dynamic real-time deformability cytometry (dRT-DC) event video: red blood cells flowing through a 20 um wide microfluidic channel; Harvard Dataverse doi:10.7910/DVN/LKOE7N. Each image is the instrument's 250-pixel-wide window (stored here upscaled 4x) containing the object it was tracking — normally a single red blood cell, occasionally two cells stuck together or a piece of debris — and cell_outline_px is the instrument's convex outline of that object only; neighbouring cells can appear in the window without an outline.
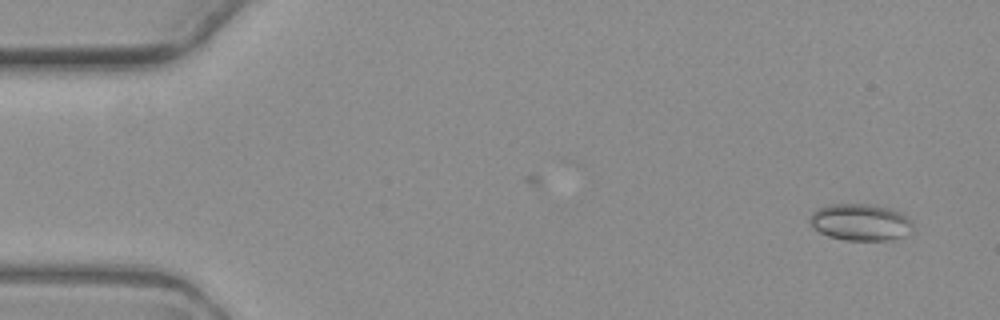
{"species": "common noctule bat (a hibernating species)", "species_latin": "Nyctalus noctula", "temperature_condition": "warm", "stored_images_in_passage": 5, "camera_frame_rate_fps": 3000, "um_per_image_px": 0.085, "animal": {"sex": "female", "body_mass_g": 19.3, "forearm_length_mm": 54.1}, "frame": {"image": 1, "passage_image": 1, "time_ms": 0.0, "image_size_px": [1000, 320], "cell_outline_px": [[912, 228], [904, 236], [888, 240], [844, 240], [828, 236], [812, 228], [808, 220], [812, 212], [828, 204], [868, 204], [888, 208], [912, 220]], "centroid_in_image_um": [73.08, 18.89], "position_along_channel_um": 11.9, "area_um2": 21.91}}
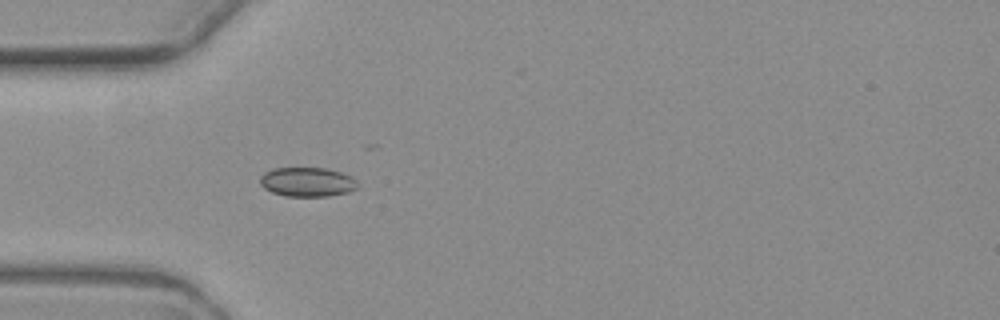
{"frame": {"image": 2, "passage_image": 5, "time_ms": 4.667, "image_size_px": [1000, 320], "cell_outline_px": [[360, 184], [356, 188], [348, 192], [328, 196], [284, 196], [272, 192], [264, 188], [260, 184], [260, 176], [264, 172], [272, 168], [324, 168], [340, 172], [356, 180]], "centroid_in_image_um": [26.09, 15.47], "position_along_channel_um": 58.9, "area_um2": 16.65}}